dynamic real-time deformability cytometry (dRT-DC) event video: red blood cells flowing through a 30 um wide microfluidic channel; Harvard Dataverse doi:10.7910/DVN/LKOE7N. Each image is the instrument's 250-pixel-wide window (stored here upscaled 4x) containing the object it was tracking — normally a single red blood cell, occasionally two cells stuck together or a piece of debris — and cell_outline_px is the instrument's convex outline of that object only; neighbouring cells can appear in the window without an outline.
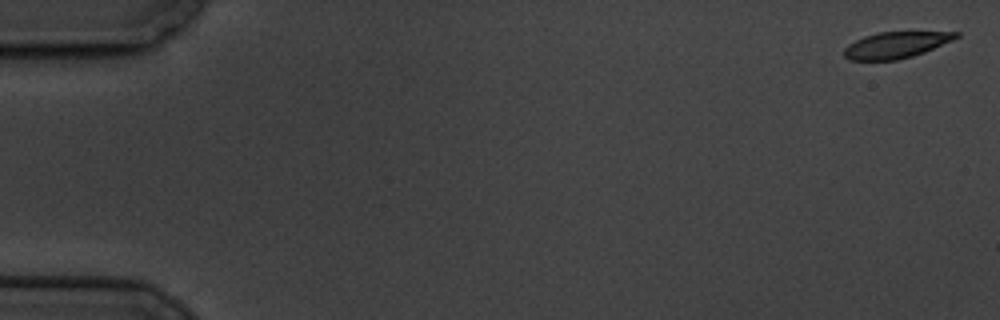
{"species": "common noctule bat (a hibernating species)", "species_latin": "Nyctalus noctula", "temperature_condition": "cold", "stored_images_in_passage": 6, "segment_of_instrument_passage": [2, 2], "camera_frame_rate_fps": 3000, "um_per_image_px": 0.085, "animal": {"sex": "male", "body_mass_g": 19.5, "forearm_length_mm": 54.6}, "frame": {"image": 1, "passage_image": 6, "time_ms": 6.667, "image_size_px": [1000, 320], "cell_outline_px": [[960, 36], [952, 40], [924, 52], [912, 56], [896, 60], [848, 60], [844, 56], [844, 48], [848, 44], [864, 36], [876, 32], [960, 32]], "centroid_in_image_um": [76.12, 3.82], "position_along_channel_um": 8.9, "area_um2": 17.05}}